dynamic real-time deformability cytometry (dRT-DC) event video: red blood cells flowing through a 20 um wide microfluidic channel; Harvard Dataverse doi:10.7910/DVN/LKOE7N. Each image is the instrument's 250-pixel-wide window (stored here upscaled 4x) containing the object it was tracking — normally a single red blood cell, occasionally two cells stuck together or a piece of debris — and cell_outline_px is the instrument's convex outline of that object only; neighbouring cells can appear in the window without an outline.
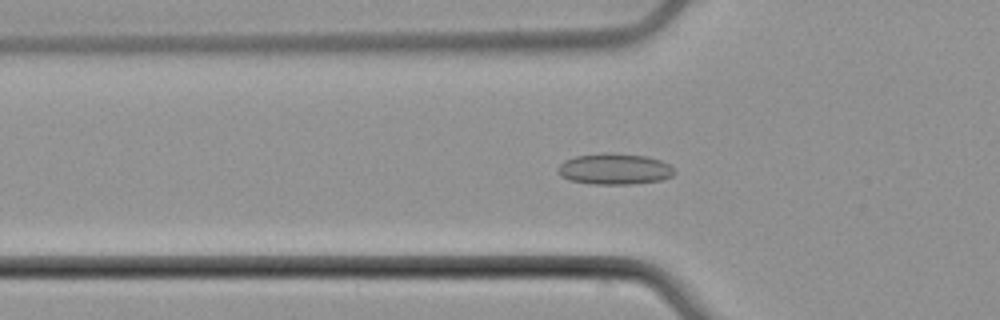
{"species": "common noctule bat (a hibernating species)", "species_latin": "Nyctalus noctula", "temperature_condition": "cold", "stored_images_in_passage": 54, "camera_frame_rate_fps": 3000, "um_per_image_px": 0.085, "animal": {"sex": "male", "body_mass_g": 21.5, "forearm_length_mm": 52.0}, "frame": {"image": 1, "passage_image": 18, "time_ms": 5.667, "image_size_px": [1000, 320], "cell_outline_px": [[676, 172], [672, 176], [660, 180], [632, 184], [592, 184], [568, 180], [560, 176], [560, 164], [564, 160], [576, 156], [604, 152], [648, 156], [660, 160], [668, 164]], "centroid_in_image_um": [52.24, 14.36], "position_along_channel_um": 73.6, "area_um2": 21.04}}
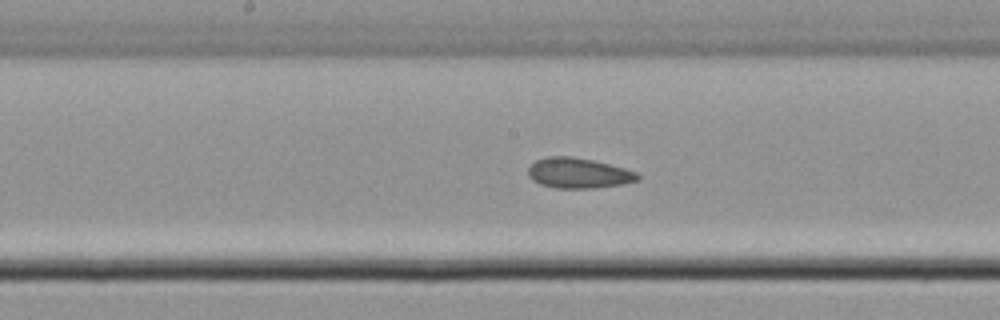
{"frame": {"image": 2, "passage_image": 28, "time_ms": 9.0, "image_size_px": [1000, 320], "cell_outline_px": [[640, 180], [624, 184], [592, 188], [556, 188], [540, 184], [532, 180], [528, 176], [528, 168], [536, 160], [548, 156], [572, 156], [592, 160], [624, 168], [636, 172], [640, 176]], "centroid_in_image_um": [49.17, 14.71], "position_along_channel_um": 199.0, "area_um2": 19.36}}
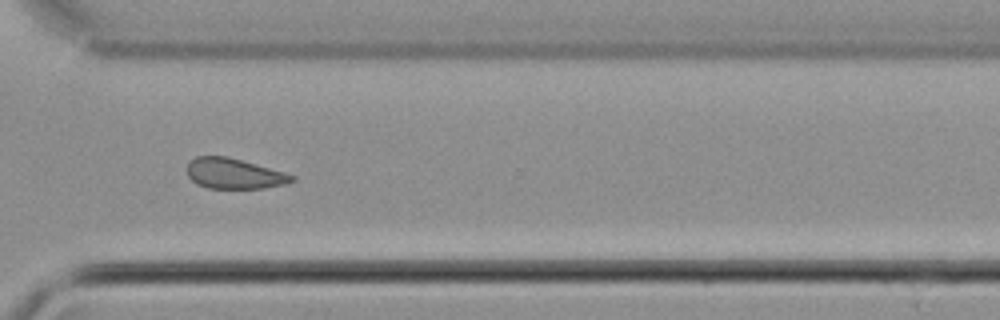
{"frame": {"image": 3, "passage_image": 40, "time_ms": 13.0, "image_size_px": [1000, 320], "cell_outline_px": [[296, 180], [288, 184], [264, 188], [208, 188], [196, 184], [188, 176], [188, 164], [196, 156], [228, 156], [284, 172], [296, 176]], "centroid_in_image_um": [19.94, 14.76], "position_along_channel_um": 350.7, "area_um2": 18.61}, "authors_computed_cell_mechanics": {"area_um2": 19.4786, "velocity_mm_per_s": 3.7805, "shape_relaxation_time_tau1_ms": 5.5553, "shape_relaxation_time_tau2_ms": 3.0913, "deformation_change_tau1": 0.0495, "deformation_change_tau2": 0.0972}}